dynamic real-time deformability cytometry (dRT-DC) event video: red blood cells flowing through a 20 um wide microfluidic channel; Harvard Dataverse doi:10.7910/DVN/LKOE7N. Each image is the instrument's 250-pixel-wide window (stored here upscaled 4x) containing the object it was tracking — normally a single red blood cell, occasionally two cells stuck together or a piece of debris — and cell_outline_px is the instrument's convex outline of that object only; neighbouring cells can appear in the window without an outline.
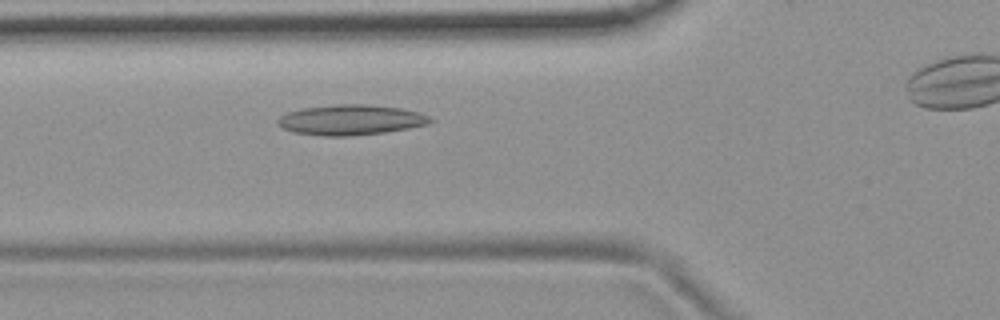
{"species": "common noctule bat (a hibernating species)", "species_latin": "Nyctalus noctula", "temperature_condition": "room temperature", "stored_images_in_passage": 32, "camera_frame_rate_fps": 3000, "um_per_image_px": 0.085, "animal": {"sex": "female", "body_mass_g": 19.9}, "frame": {"image": 1, "passage_image": 4, "time_ms": 1.0, "image_size_px": [1000, 320], "cell_outline_px": [[436, 120], [428, 124], [408, 128], [384, 132], [348, 136], [324, 136], [296, 132], [284, 128], [276, 124], [276, 120], [280, 116], [288, 112], [300, 108], [336, 104], [364, 104], [400, 108], [416, 112], [428, 116]], "centroid_in_image_um": [29.79, 10.18], "position_along_channel_um": 96.0, "area_um2": 26.76}}
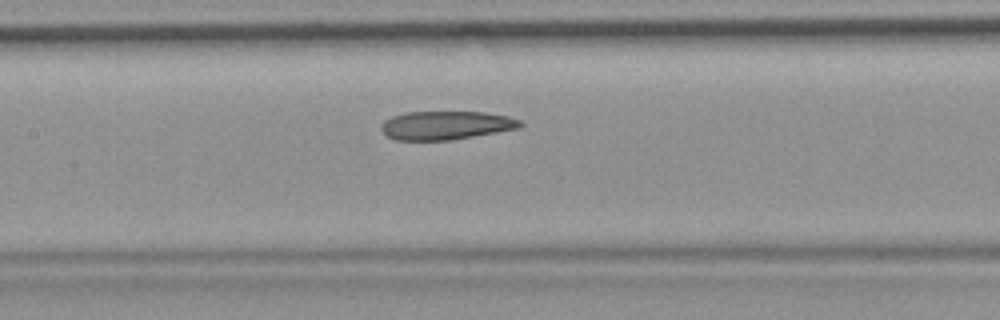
{"frame": {"image": 2, "passage_image": 10, "time_ms": 3.0, "image_size_px": [1000, 320], "cell_outline_px": [[524, 124], [520, 128], [452, 140], [396, 140], [388, 136], [380, 128], [380, 124], [384, 120], [392, 116], [404, 112], [484, 112], [508, 116], [520, 120]], "centroid_in_image_um": [37.91, 10.65], "position_along_channel_um": 169.5, "area_um2": 23.24}}
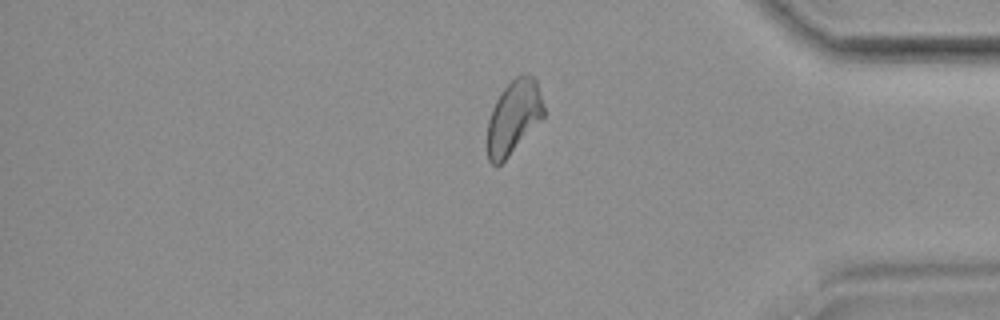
{"frame": {"image": 3, "passage_image": 30, "time_ms": 9.667, "image_size_px": [1000, 320], "cell_outline_px": [[544, 116], [508, 156], [496, 168], [488, 160], [488, 120], [492, 108], [496, 100], [504, 88], [516, 76], [532, 76], [536, 80], [544, 108]], "centroid_in_image_um": [43.64, 9.97], "position_along_channel_um": 391.6, "area_um2": 23.58}, "authors_computed_cell_mechanics": {"area_um2": 24.5361, "velocity_mm_per_s": 3.6612, "shape_relaxation_time_tau1_ms": null, "shape_relaxation_time_tau2_ms": 3.4591, "deformation_change_tau1": null, "deformation_change_tau2": 0.1253}}